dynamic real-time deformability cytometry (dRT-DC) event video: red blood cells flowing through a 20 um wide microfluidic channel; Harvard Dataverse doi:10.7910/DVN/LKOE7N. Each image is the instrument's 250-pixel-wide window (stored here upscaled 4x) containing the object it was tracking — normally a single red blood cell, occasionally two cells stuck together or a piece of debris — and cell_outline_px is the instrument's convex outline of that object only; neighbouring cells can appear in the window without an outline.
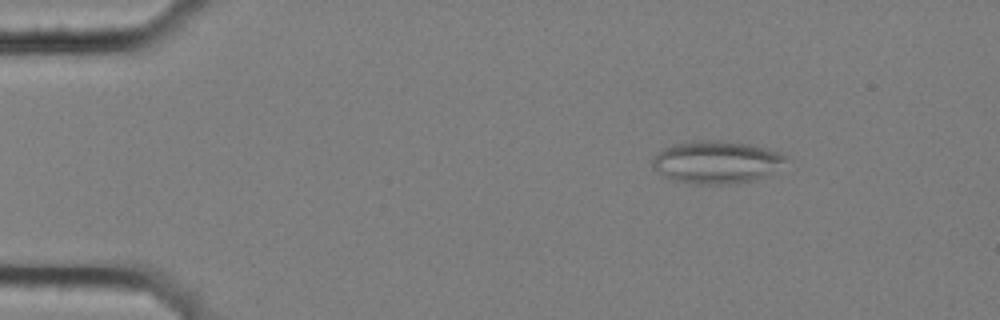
{"species": "common noctule bat (a hibernating species)", "species_latin": "Nyctalus noctula", "temperature_condition": "cold", "stored_images_in_passage": 6, "camera_frame_rate_fps": 3000, "um_per_image_px": 0.085, "animal": {"sex": "female", "body_mass_g": 25.1}, "frame": {"image": 1, "passage_image": 3, "time_ms": 0.667, "image_size_px": [1000, 320], "cell_outline_px": [[784, 160], [768, 176], [752, 180], [720, 184], [688, 184], [672, 180], [664, 176], [652, 168], [652, 160], [664, 148], [672, 144], [692, 140], [724, 140], [752, 144], [780, 152], [784, 156]], "centroid_in_image_um": [60.84, 13.77], "position_along_channel_um": 24.2, "area_um2": 33.06}}